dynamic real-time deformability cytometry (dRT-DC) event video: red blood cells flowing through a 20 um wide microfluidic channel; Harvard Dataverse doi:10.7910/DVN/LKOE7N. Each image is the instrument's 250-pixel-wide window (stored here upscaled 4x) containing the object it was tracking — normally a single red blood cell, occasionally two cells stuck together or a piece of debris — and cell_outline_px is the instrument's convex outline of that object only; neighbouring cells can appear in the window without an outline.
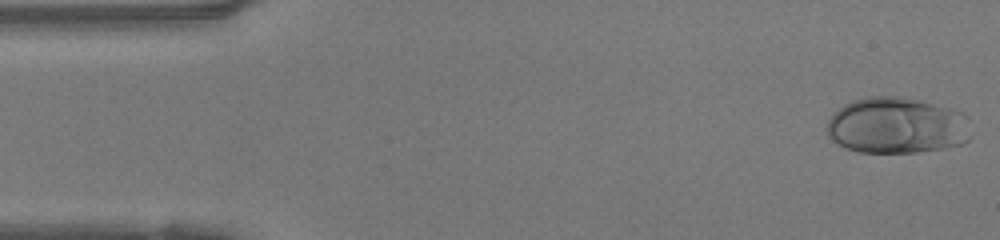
{"species": "human", "species_latin": "Homo sapiens", "temperature_condition": "warm", "stored_images_in_passage": 14, "camera_frame_rate_fps": 3000, "um_per_image_px": 0.085, "donor": {"sex": "female"}, "frame": {"image": 1, "passage_image": 1, "time_ms": 0.0, "image_size_px": [1000, 240], "cell_outline_px": [[968, 140], [964, 144], [944, 148], [916, 152], [860, 152], [844, 148], [832, 140], [828, 136], [824, 128], [828, 120], [844, 104], [852, 100], [868, 96], [900, 96], [920, 100], [952, 108], [964, 112], [968, 116]], "centroid_in_image_um": [76.22, 10.66], "position_along_channel_um": 8.8, "area_um2": 47.69}}
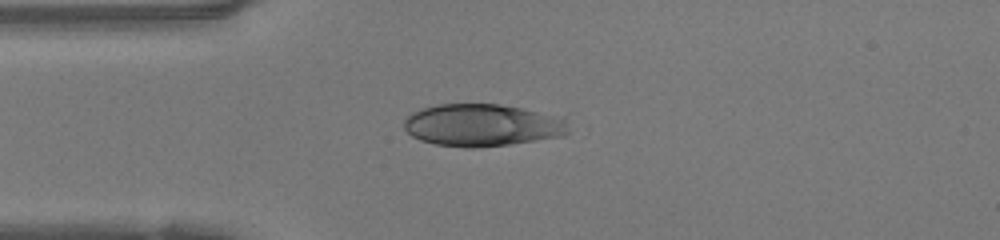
{"frame": {"image": 2, "passage_image": 11, "time_ms": 3.333, "image_size_px": [1000, 240], "cell_outline_px": [[568, 132], [564, 136], [512, 144], [480, 148], [464, 148], [436, 144], [420, 140], [412, 136], [404, 128], [404, 120], [412, 112], [420, 108], [436, 104], [500, 104], [564, 116]], "centroid_in_image_um": [41.0, 10.64], "position_along_channel_um": 44.0, "area_um2": 41.04}}